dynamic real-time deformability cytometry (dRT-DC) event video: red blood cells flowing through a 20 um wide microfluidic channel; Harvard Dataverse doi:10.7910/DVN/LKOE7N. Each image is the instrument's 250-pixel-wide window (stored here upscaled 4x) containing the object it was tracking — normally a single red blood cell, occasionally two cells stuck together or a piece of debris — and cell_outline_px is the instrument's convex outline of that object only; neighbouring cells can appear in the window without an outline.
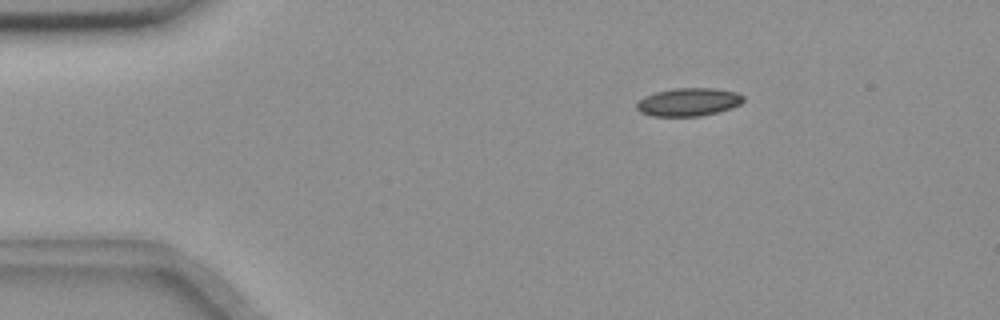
{"species": "common noctule bat (a hibernating species)", "species_latin": "Nyctalus noctula", "temperature_condition": "room temperature", "stored_images_in_passage": 3, "camera_frame_rate_fps": 3000, "um_per_image_px": 0.085, "animal": {"sex": "female", "body_mass_g": 18.4}, "frame": {"image": 1, "passage_image": 3, "time_ms": 2.333, "image_size_px": [1000, 320], "cell_outline_px": [[744, 100], [740, 104], [732, 108], [700, 116], [652, 116], [640, 112], [636, 108], [636, 104], [644, 96], [656, 92], [672, 88], [716, 88], [736, 92], [744, 96]], "centroid_in_image_um": [58.52, 8.66], "position_along_channel_um": 26.5, "area_um2": 17.51}}